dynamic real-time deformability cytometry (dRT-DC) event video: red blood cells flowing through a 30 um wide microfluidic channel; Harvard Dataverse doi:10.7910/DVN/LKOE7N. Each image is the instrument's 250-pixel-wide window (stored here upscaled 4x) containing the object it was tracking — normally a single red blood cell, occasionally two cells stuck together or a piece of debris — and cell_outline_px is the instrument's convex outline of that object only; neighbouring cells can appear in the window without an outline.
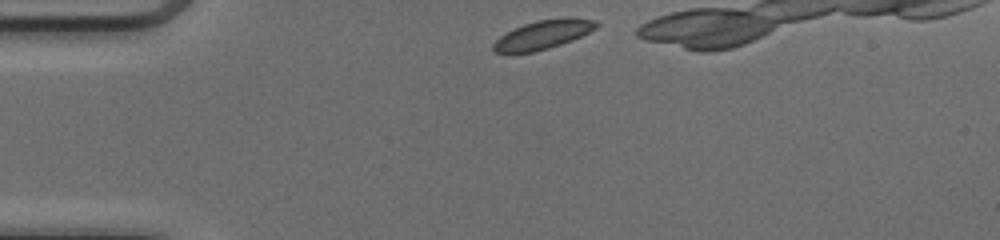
{"species": "common noctule bat (a hibernating species)", "species_latin": "Nyctalus noctula", "temperature_condition": "cold", "stored_images_in_passage": 12, "camera_frame_rate_fps": 3000, "um_per_image_px": 0.085, "animal": {"sex": "female", "body_mass_g": 17.0, "forearm_length_mm": 48.0}, "frame": {"image": 1, "passage_image": 1, "time_ms": 0.0, "image_size_px": [1000, 240], "cell_outline_px": [[600, 24], [596, 28], [572, 40], [548, 48], [532, 52], [508, 56], [496, 52], [492, 48], [492, 44], [504, 32], [524, 24], [536, 20], [564, 16], [568, 16], [596, 20]], "centroid_in_image_um": [46.1, 2.95], "position_along_channel_um": 38.9, "area_um2": 17.92}}
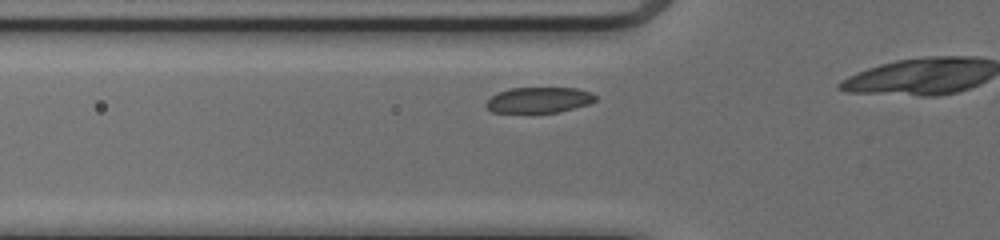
{"frame": {"image": 2, "passage_image": 7, "time_ms": 2.0, "image_size_px": [1000, 240], "cell_outline_px": [[596, 100], [588, 104], [556, 112], [492, 112], [484, 104], [496, 92], [508, 88], [576, 88], [592, 92], [596, 96]], "centroid_in_image_um": [45.79, 8.48], "position_along_channel_um": 80.0, "area_um2": 16.24}}
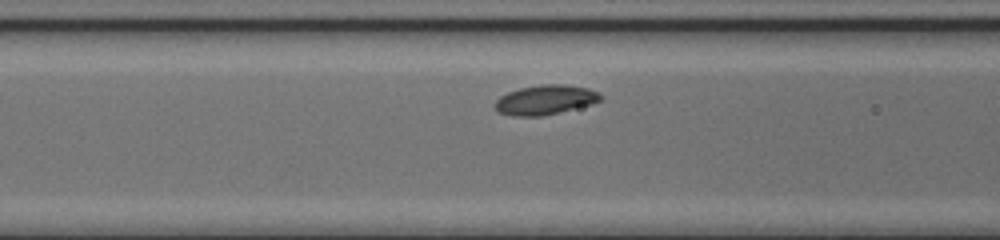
{"frame": {"image": 3, "passage_image": 10, "time_ms": 3.0, "image_size_px": [1000, 240], "cell_outline_px": [[604, 96], [600, 100], [592, 104], [540, 116], [512, 116], [496, 112], [496, 100], [500, 96], [508, 92], [520, 88], [544, 84], [564, 84], [588, 88], [600, 92]], "centroid_in_image_um": [46.36, 8.48], "position_along_channel_um": 120.2, "area_um2": 18.15}}